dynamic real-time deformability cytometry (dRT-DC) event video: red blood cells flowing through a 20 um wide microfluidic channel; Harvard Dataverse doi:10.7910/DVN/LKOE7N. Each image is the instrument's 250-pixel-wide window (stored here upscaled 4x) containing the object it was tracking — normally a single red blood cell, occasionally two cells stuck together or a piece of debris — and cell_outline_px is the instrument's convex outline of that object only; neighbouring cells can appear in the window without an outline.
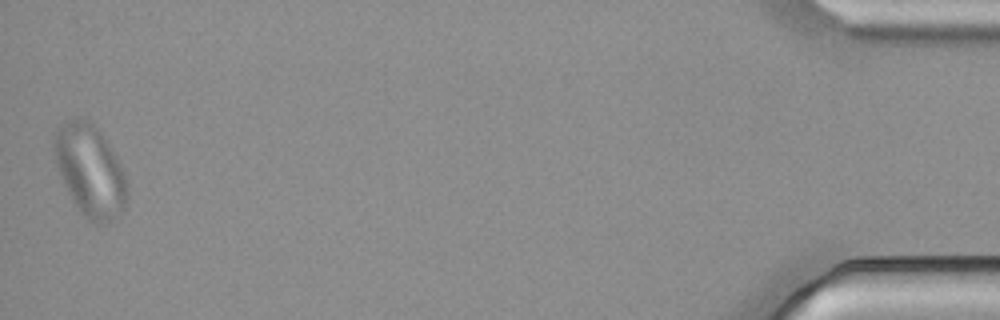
{"species": "common noctule bat (a hibernating species)", "species_latin": "Nyctalus noctula", "temperature_condition": "cold", "stored_images_in_passage": 51, "camera_frame_rate_fps": 3000, "um_per_image_px": 0.085, "animal": {"sex": "male", "body_mass_g": 21.5, "forearm_length_mm": 52.0}, "frame": {"image": 1, "passage_image": 51, "time_ms": 16.667, "image_size_px": [1000, 320], "cell_outline_px": [[128, 200], [124, 208], [112, 220], [104, 224], [92, 224], [80, 212], [72, 200], [60, 176], [56, 164], [52, 148], [52, 140], [56, 128], [64, 120], [76, 116], [88, 120], [100, 132], [108, 144], [120, 164], [124, 172], [128, 192]], "centroid_in_image_um": [7.62, 14.49], "position_along_channel_um": 427.6, "area_um2": 39.36}}